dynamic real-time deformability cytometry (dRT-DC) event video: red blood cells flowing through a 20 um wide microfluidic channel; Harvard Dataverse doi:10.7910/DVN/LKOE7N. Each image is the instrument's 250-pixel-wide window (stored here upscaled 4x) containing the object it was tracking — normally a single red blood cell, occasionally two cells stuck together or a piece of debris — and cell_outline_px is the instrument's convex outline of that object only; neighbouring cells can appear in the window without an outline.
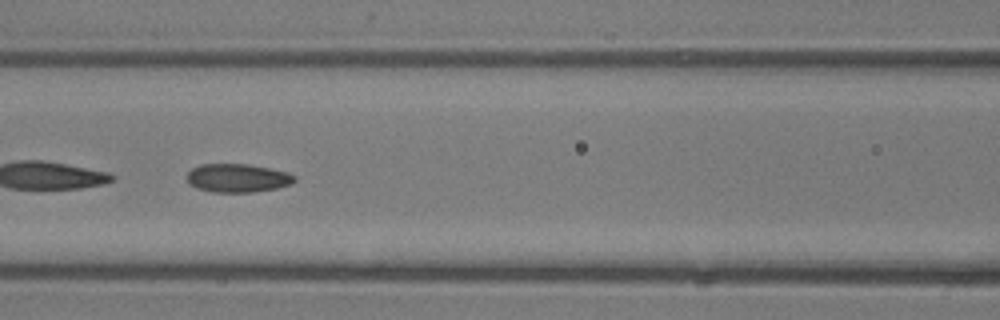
{"species": "common noctule bat (a hibernating species)", "species_latin": "Nyctalus noctula", "temperature_condition": "room temperature", "stored_images_in_passage": 43, "segment_of_instrument_passage": [2, 2], "camera_frame_rate_fps": 3000, "um_per_image_px": 0.085, "animal": {"sex": "male", "body_mass_g": 13.3}, "frame": {"image": 1, "passage_image": 19, "time_ms": 6.0, "image_size_px": [1000, 320], "cell_outline_px": [[296, 180], [292, 184], [276, 188], [252, 192], [212, 192], [196, 188], [188, 184], [188, 172], [192, 168], [200, 164], [248, 164], [288, 172], [296, 176]], "centroid_in_image_um": [20.19, 15.13], "position_along_channel_um": 146.4, "area_um2": 17.92}}
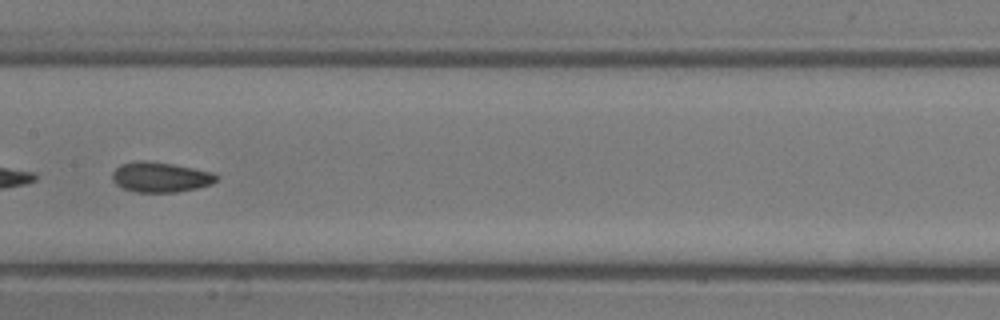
{"frame": {"image": 2, "passage_image": 22, "time_ms": 7.0, "image_size_px": [1000, 320], "cell_outline_px": [[220, 176], [212, 184], [196, 188], [176, 192], [136, 192], [124, 188], [116, 184], [112, 180], [112, 172], [120, 164], [140, 160], [144, 160], [172, 164], [212, 172]], "centroid_in_image_um": [13.63, 15.05], "position_along_channel_um": 193.8, "area_um2": 18.21}}
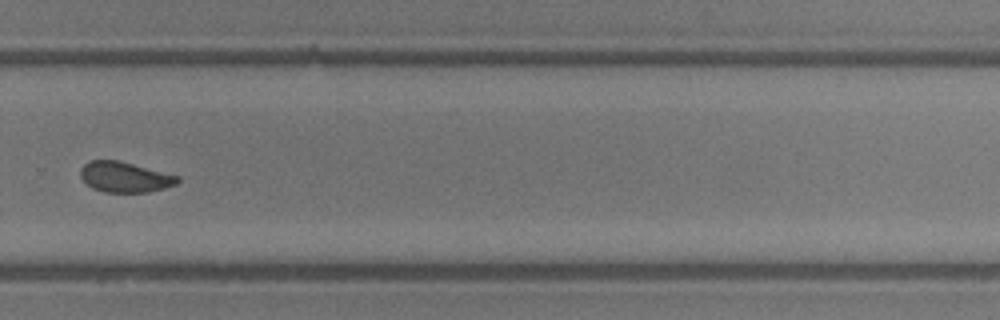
{"frame": {"image": 3, "passage_image": 30, "time_ms": 9.667, "image_size_px": [1000, 320], "cell_outline_px": [[180, 180], [176, 184], [164, 188], [148, 192], [104, 192], [92, 188], [80, 176], [80, 168], [88, 160], [120, 160], [180, 176]], "centroid_in_image_um": [10.61, 15.03], "position_along_channel_um": 319.2, "area_um2": 17.34}}